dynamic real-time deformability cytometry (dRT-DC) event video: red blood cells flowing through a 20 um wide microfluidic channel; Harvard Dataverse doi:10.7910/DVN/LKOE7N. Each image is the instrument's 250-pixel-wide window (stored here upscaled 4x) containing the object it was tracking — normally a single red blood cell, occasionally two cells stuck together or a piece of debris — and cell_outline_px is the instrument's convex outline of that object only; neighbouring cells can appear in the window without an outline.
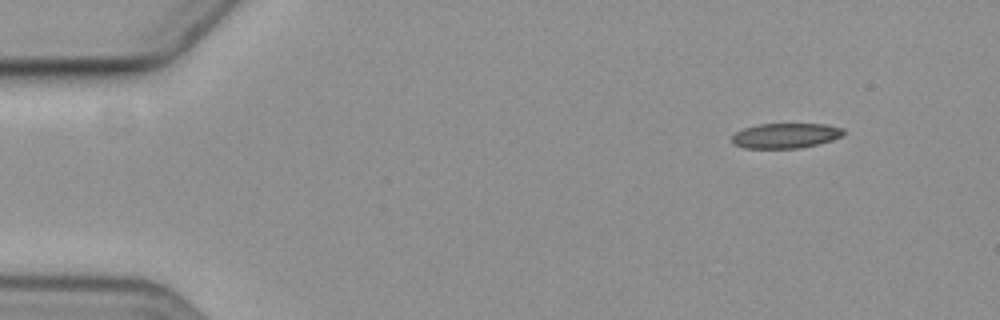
{"species": "common noctule bat (a hibernating species)", "species_latin": "Nyctalus noctula", "temperature_condition": "cold", "stored_images_in_passage": 3, "camera_frame_rate_fps": 3000, "um_per_image_px": 0.085, "animal": {"sex": "female", "body_mass_g": 19.3, "forearm_length_mm": 54.1}, "frame": {"image": 1, "passage_image": 1, "time_ms": 0.0, "image_size_px": [1000, 320], "cell_outline_px": [[844, 132], [840, 136], [832, 140], [820, 144], [800, 148], [744, 148], [732, 144], [732, 136], [736, 132], [744, 128], [760, 124], [824, 124], [844, 128]], "centroid_in_image_um": [66.77, 11.53], "position_along_channel_um": 18.2, "area_um2": 16.3}}